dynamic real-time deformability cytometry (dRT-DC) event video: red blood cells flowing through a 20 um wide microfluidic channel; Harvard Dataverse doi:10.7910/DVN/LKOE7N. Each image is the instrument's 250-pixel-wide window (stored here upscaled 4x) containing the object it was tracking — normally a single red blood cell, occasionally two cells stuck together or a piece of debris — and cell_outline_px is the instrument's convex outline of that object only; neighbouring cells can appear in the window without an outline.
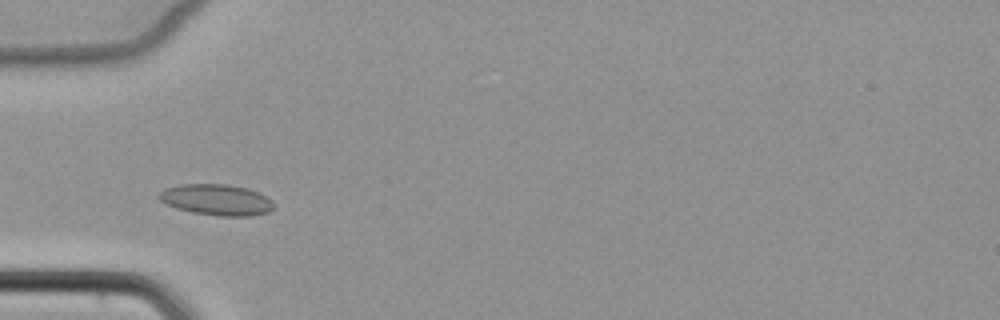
{"species": "common noctule bat (a hibernating species)", "species_latin": "Nyctalus noctula", "temperature_condition": "cold", "stored_images_in_passage": 5, "camera_frame_rate_fps": 3000, "um_per_image_px": 0.085, "animal": {"sex": "female", "body_mass_g": 22.7, "forearm_length_mm": 54.2}, "frame": {"image": 1, "passage_image": 3, "time_ms": 2.333, "image_size_px": [1000, 320], "cell_outline_px": [[276, 204], [268, 212], [248, 216], [220, 216], [192, 212], [176, 208], [160, 200], [156, 196], [164, 188], [180, 184], [228, 184], [248, 188], [260, 192], [272, 200]], "centroid_in_image_um": [18.42, 16.97], "position_along_channel_um": 66.6, "area_um2": 20.92}}
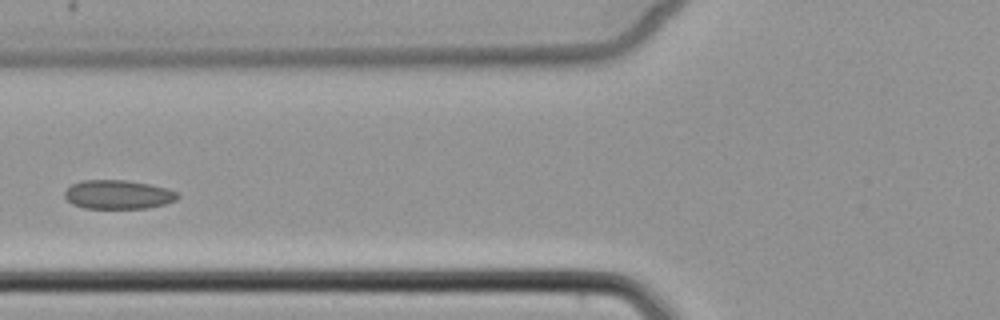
{"frame": {"image": 2, "passage_image": 4, "time_ms": 3.667, "image_size_px": [1000, 320], "cell_outline_px": [[180, 196], [176, 200], [164, 204], [148, 208], [84, 208], [72, 204], [64, 196], [64, 192], [72, 184], [84, 180], [128, 180], [168, 188], [176, 192]], "centroid_in_image_um": [10.04, 16.53], "position_along_channel_um": 115.8, "area_um2": 19.02}}
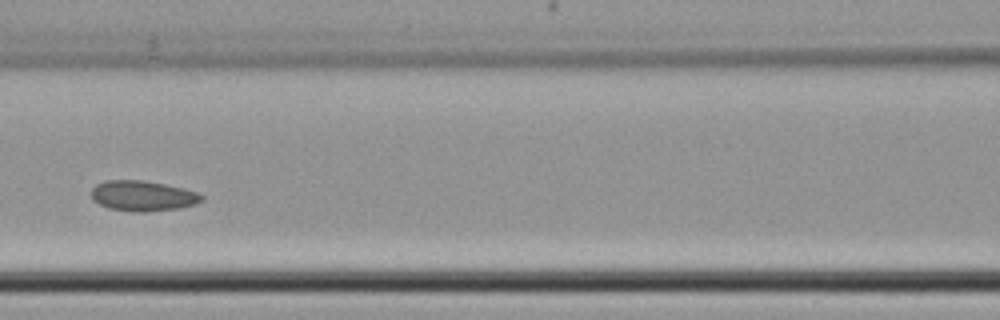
{"frame": {"image": 3, "passage_image": 5, "time_ms": 4.667, "image_size_px": [1000, 320], "cell_outline_px": [[204, 200], [196, 204], [180, 208], [144, 212], [136, 212], [108, 208], [92, 200], [92, 188], [96, 184], [104, 180], [144, 180], [164, 184], [196, 192], [204, 196]], "centroid_in_image_um": [12.12, 16.65], "position_along_channel_um": 154.5, "area_um2": 19.54}}